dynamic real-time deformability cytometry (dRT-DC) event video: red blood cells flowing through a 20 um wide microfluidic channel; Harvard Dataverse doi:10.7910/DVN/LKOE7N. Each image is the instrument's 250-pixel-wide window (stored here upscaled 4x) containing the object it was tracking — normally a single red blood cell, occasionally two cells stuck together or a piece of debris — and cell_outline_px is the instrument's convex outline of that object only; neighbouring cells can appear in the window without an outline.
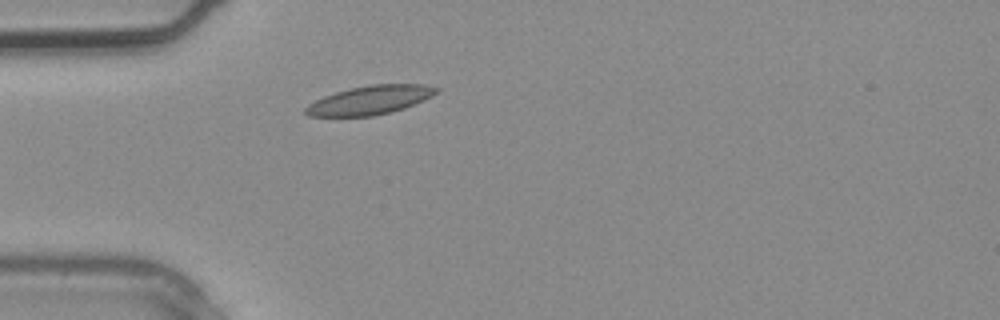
{"species": "common noctule bat (a hibernating species)", "species_latin": "Nyctalus noctula", "temperature_condition": "warm", "stored_images_in_passage": 1, "camera_frame_rate_fps": 3000, "um_per_image_px": 0.085, "animal": {"sex": "male", "body_mass_g": 20.4}, "frame": {"image": 1, "passage_image": 1, "time_ms": 0.0, "image_size_px": [1000, 320], "cell_outline_px": [[440, 88], [432, 96], [404, 108], [372, 116], [308, 116], [304, 112], [304, 108], [308, 104], [324, 96], [336, 92], [368, 84], [424, 84]], "centroid_in_image_um": [31.43, 8.5], "position_along_channel_um": 53.6, "area_um2": 21.73}}